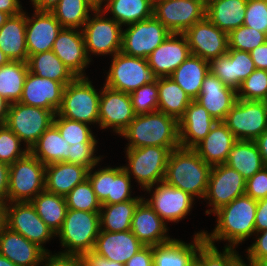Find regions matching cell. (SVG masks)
Listing matches in <instances>:
<instances>
[{
	"instance_id": "4dcf8cb0",
	"label": "cell",
	"mask_w": 267,
	"mask_h": 266,
	"mask_svg": "<svg viewBox=\"0 0 267 266\" xmlns=\"http://www.w3.org/2000/svg\"><path fill=\"white\" fill-rule=\"evenodd\" d=\"M88 171L85 166L67 162L45 165V190L65 197L87 179Z\"/></svg>"
},
{
	"instance_id": "9a60e30c",
	"label": "cell",
	"mask_w": 267,
	"mask_h": 266,
	"mask_svg": "<svg viewBox=\"0 0 267 266\" xmlns=\"http://www.w3.org/2000/svg\"><path fill=\"white\" fill-rule=\"evenodd\" d=\"M245 187V178L235 169L226 164L212 166L204 197L205 200L209 201L212 210H206L205 214L214 213L237 197L245 195Z\"/></svg>"
},
{
	"instance_id": "2a66077c",
	"label": "cell",
	"mask_w": 267,
	"mask_h": 266,
	"mask_svg": "<svg viewBox=\"0 0 267 266\" xmlns=\"http://www.w3.org/2000/svg\"><path fill=\"white\" fill-rule=\"evenodd\" d=\"M205 8L210 6L212 3L219 1V0H200Z\"/></svg>"
},
{
	"instance_id": "db71d44e",
	"label": "cell",
	"mask_w": 267,
	"mask_h": 266,
	"mask_svg": "<svg viewBox=\"0 0 267 266\" xmlns=\"http://www.w3.org/2000/svg\"><path fill=\"white\" fill-rule=\"evenodd\" d=\"M97 144H76L70 145L68 151V163L85 166L91 169L98 165L101 160L100 156H95Z\"/></svg>"
},
{
	"instance_id": "681fc988",
	"label": "cell",
	"mask_w": 267,
	"mask_h": 266,
	"mask_svg": "<svg viewBox=\"0 0 267 266\" xmlns=\"http://www.w3.org/2000/svg\"><path fill=\"white\" fill-rule=\"evenodd\" d=\"M229 49L250 52L267 41V35L242 25L228 34Z\"/></svg>"
},
{
	"instance_id": "d6986e66",
	"label": "cell",
	"mask_w": 267,
	"mask_h": 266,
	"mask_svg": "<svg viewBox=\"0 0 267 266\" xmlns=\"http://www.w3.org/2000/svg\"><path fill=\"white\" fill-rule=\"evenodd\" d=\"M150 199L145 201L165 221L179 222L191 211L195 200L183 190L164 181L157 183Z\"/></svg>"
},
{
	"instance_id": "d6a6232c",
	"label": "cell",
	"mask_w": 267,
	"mask_h": 266,
	"mask_svg": "<svg viewBox=\"0 0 267 266\" xmlns=\"http://www.w3.org/2000/svg\"><path fill=\"white\" fill-rule=\"evenodd\" d=\"M209 62L195 55L189 57L169 76L195 100L200 94L205 76L209 73Z\"/></svg>"
},
{
	"instance_id": "277c9868",
	"label": "cell",
	"mask_w": 267,
	"mask_h": 266,
	"mask_svg": "<svg viewBox=\"0 0 267 266\" xmlns=\"http://www.w3.org/2000/svg\"><path fill=\"white\" fill-rule=\"evenodd\" d=\"M100 230V212L67 209L63 225L56 233L65 248L59 253L82 256L93 251Z\"/></svg>"
},
{
	"instance_id": "2e32d148",
	"label": "cell",
	"mask_w": 267,
	"mask_h": 266,
	"mask_svg": "<svg viewBox=\"0 0 267 266\" xmlns=\"http://www.w3.org/2000/svg\"><path fill=\"white\" fill-rule=\"evenodd\" d=\"M192 55L208 62L228 52V34L220 30L207 17L184 32Z\"/></svg>"
},
{
	"instance_id": "3957f363",
	"label": "cell",
	"mask_w": 267,
	"mask_h": 266,
	"mask_svg": "<svg viewBox=\"0 0 267 266\" xmlns=\"http://www.w3.org/2000/svg\"><path fill=\"white\" fill-rule=\"evenodd\" d=\"M211 166L193 148L179 147L170 152L164 182L192 197L206 195Z\"/></svg>"
},
{
	"instance_id": "7a4b0ae2",
	"label": "cell",
	"mask_w": 267,
	"mask_h": 266,
	"mask_svg": "<svg viewBox=\"0 0 267 266\" xmlns=\"http://www.w3.org/2000/svg\"><path fill=\"white\" fill-rule=\"evenodd\" d=\"M121 136L129 140L126 149L159 146L172 151L180 147L178 120L160 111L135 115Z\"/></svg>"
},
{
	"instance_id": "e575fe53",
	"label": "cell",
	"mask_w": 267,
	"mask_h": 266,
	"mask_svg": "<svg viewBox=\"0 0 267 266\" xmlns=\"http://www.w3.org/2000/svg\"><path fill=\"white\" fill-rule=\"evenodd\" d=\"M248 0H219L206 8V17L229 34L243 25Z\"/></svg>"
},
{
	"instance_id": "ba28073f",
	"label": "cell",
	"mask_w": 267,
	"mask_h": 266,
	"mask_svg": "<svg viewBox=\"0 0 267 266\" xmlns=\"http://www.w3.org/2000/svg\"><path fill=\"white\" fill-rule=\"evenodd\" d=\"M51 110L15 102L10 104L5 125L30 149L53 124Z\"/></svg>"
},
{
	"instance_id": "ffe728a7",
	"label": "cell",
	"mask_w": 267,
	"mask_h": 266,
	"mask_svg": "<svg viewBox=\"0 0 267 266\" xmlns=\"http://www.w3.org/2000/svg\"><path fill=\"white\" fill-rule=\"evenodd\" d=\"M64 88L58 81L42 78L28 71L19 102L51 110L56 114L62 104Z\"/></svg>"
},
{
	"instance_id": "b9f144b4",
	"label": "cell",
	"mask_w": 267,
	"mask_h": 266,
	"mask_svg": "<svg viewBox=\"0 0 267 266\" xmlns=\"http://www.w3.org/2000/svg\"><path fill=\"white\" fill-rule=\"evenodd\" d=\"M29 69L27 62L12 61L0 67V95L8 102H19Z\"/></svg>"
},
{
	"instance_id": "f6af8a7d",
	"label": "cell",
	"mask_w": 267,
	"mask_h": 266,
	"mask_svg": "<svg viewBox=\"0 0 267 266\" xmlns=\"http://www.w3.org/2000/svg\"><path fill=\"white\" fill-rule=\"evenodd\" d=\"M242 260L234 247H224L219 252L215 245L206 241L199 247L196 255L197 266H236Z\"/></svg>"
},
{
	"instance_id": "7c38bea8",
	"label": "cell",
	"mask_w": 267,
	"mask_h": 266,
	"mask_svg": "<svg viewBox=\"0 0 267 266\" xmlns=\"http://www.w3.org/2000/svg\"><path fill=\"white\" fill-rule=\"evenodd\" d=\"M127 26L122 30L121 52L132 57L147 59L171 34L154 16Z\"/></svg>"
},
{
	"instance_id": "8d00e7d4",
	"label": "cell",
	"mask_w": 267,
	"mask_h": 266,
	"mask_svg": "<svg viewBox=\"0 0 267 266\" xmlns=\"http://www.w3.org/2000/svg\"><path fill=\"white\" fill-rule=\"evenodd\" d=\"M70 145L64 140L58 128L52 124L38 139L30 152L44 165L55 162L68 163Z\"/></svg>"
},
{
	"instance_id": "9c48e42d",
	"label": "cell",
	"mask_w": 267,
	"mask_h": 266,
	"mask_svg": "<svg viewBox=\"0 0 267 266\" xmlns=\"http://www.w3.org/2000/svg\"><path fill=\"white\" fill-rule=\"evenodd\" d=\"M93 13L94 16L91 18L90 15L81 29L87 56L90 61V53L93 55L112 54L113 57L121 52L123 28L114 19L105 18L106 16L103 15L104 12L101 9H95Z\"/></svg>"
},
{
	"instance_id": "03108f58",
	"label": "cell",
	"mask_w": 267,
	"mask_h": 266,
	"mask_svg": "<svg viewBox=\"0 0 267 266\" xmlns=\"http://www.w3.org/2000/svg\"><path fill=\"white\" fill-rule=\"evenodd\" d=\"M0 11L14 16L20 14L24 10H22V5L19 0H0Z\"/></svg>"
},
{
	"instance_id": "44dd1931",
	"label": "cell",
	"mask_w": 267,
	"mask_h": 266,
	"mask_svg": "<svg viewBox=\"0 0 267 266\" xmlns=\"http://www.w3.org/2000/svg\"><path fill=\"white\" fill-rule=\"evenodd\" d=\"M255 69L250 52L235 49H228L226 54L209 62L210 72L236 91Z\"/></svg>"
},
{
	"instance_id": "94428289",
	"label": "cell",
	"mask_w": 267,
	"mask_h": 266,
	"mask_svg": "<svg viewBox=\"0 0 267 266\" xmlns=\"http://www.w3.org/2000/svg\"><path fill=\"white\" fill-rule=\"evenodd\" d=\"M267 229V197L257 201V209L255 215V231H263Z\"/></svg>"
},
{
	"instance_id": "b9fcfbb0",
	"label": "cell",
	"mask_w": 267,
	"mask_h": 266,
	"mask_svg": "<svg viewBox=\"0 0 267 266\" xmlns=\"http://www.w3.org/2000/svg\"><path fill=\"white\" fill-rule=\"evenodd\" d=\"M255 266H267V258L259 260Z\"/></svg>"
},
{
	"instance_id": "bcb514c9",
	"label": "cell",
	"mask_w": 267,
	"mask_h": 266,
	"mask_svg": "<svg viewBox=\"0 0 267 266\" xmlns=\"http://www.w3.org/2000/svg\"><path fill=\"white\" fill-rule=\"evenodd\" d=\"M68 209L100 212L102 207L88 179L76 185L66 196Z\"/></svg>"
},
{
	"instance_id": "8992f818",
	"label": "cell",
	"mask_w": 267,
	"mask_h": 266,
	"mask_svg": "<svg viewBox=\"0 0 267 266\" xmlns=\"http://www.w3.org/2000/svg\"><path fill=\"white\" fill-rule=\"evenodd\" d=\"M43 190L45 165L30 151L9 165L7 203L30 202Z\"/></svg>"
},
{
	"instance_id": "5bb4252c",
	"label": "cell",
	"mask_w": 267,
	"mask_h": 266,
	"mask_svg": "<svg viewBox=\"0 0 267 266\" xmlns=\"http://www.w3.org/2000/svg\"><path fill=\"white\" fill-rule=\"evenodd\" d=\"M6 227L24 236L28 241L42 248L56 234L38 216L31 202H11L6 205Z\"/></svg>"
},
{
	"instance_id": "836d02e7",
	"label": "cell",
	"mask_w": 267,
	"mask_h": 266,
	"mask_svg": "<svg viewBox=\"0 0 267 266\" xmlns=\"http://www.w3.org/2000/svg\"><path fill=\"white\" fill-rule=\"evenodd\" d=\"M225 164L235 169L245 180L265 167L258 146L253 140H237Z\"/></svg>"
},
{
	"instance_id": "7402d4cb",
	"label": "cell",
	"mask_w": 267,
	"mask_h": 266,
	"mask_svg": "<svg viewBox=\"0 0 267 266\" xmlns=\"http://www.w3.org/2000/svg\"><path fill=\"white\" fill-rule=\"evenodd\" d=\"M63 29L52 12L36 11L26 15V47L28 56L52 50L54 41Z\"/></svg>"
},
{
	"instance_id": "816d5d0a",
	"label": "cell",
	"mask_w": 267,
	"mask_h": 266,
	"mask_svg": "<svg viewBox=\"0 0 267 266\" xmlns=\"http://www.w3.org/2000/svg\"><path fill=\"white\" fill-rule=\"evenodd\" d=\"M20 147L21 140L5 124L0 125V162L11 165L24 157L29 150Z\"/></svg>"
},
{
	"instance_id": "1f68e13d",
	"label": "cell",
	"mask_w": 267,
	"mask_h": 266,
	"mask_svg": "<svg viewBox=\"0 0 267 266\" xmlns=\"http://www.w3.org/2000/svg\"><path fill=\"white\" fill-rule=\"evenodd\" d=\"M26 12L10 16L0 28V49L12 61H28Z\"/></svg>"
},
{
	"instance_id": "e7e4bbea",
	"label": "cell",
	"mask_w": 267,
	"mask_h": 266,
	"mask_svg": "<svg viewBox=\"0 0 267 266\" xmlns=\"http://www.w3.org/2000/svg\"><path fill=\"white\" fill-rule=\"evenodd\" d=\"M9 165L0 162V202L7 203Z\"/></svg>"
},
{
	"instance_id": "6f0895ef",
	"label": "cell",
	"mask_w": 267,
	"mask_h": 266,
	"mask_svg": "<svg viewBox=\"0 0 267 266\" xmlns=\"http://www.w3.org/2000/svg\"><path fill=\"white\" fill-rule=\"evenodd\" d=\"M257 234L256 241L247 248L248 263L256 264L259 260L267 258V229ZM260 234V235H259Z\"/></svg>"
},
{
	"instance_id": "4fadbf2b",
	"label": "cell",
	"mask_w": 267,
	"mask_h": 266,
	"mask_svg": "<svg viewBox=\"0 0 267 266\" xmlns=\"http://www.w3.org/2000/svg\"><path fill=\"white\" fill-rule=\"evenodd\" d=\"M153 16L171 33H184L206 17L200 0H153Z\"/></svg>"
},
{
	"instance_id": "ac0fdd59",
	"label": "cell",
	"mask_w": 267,
	"mask_h": 266,
	"mask_svg": "<svg viewBox=\"0 0 267 266\" xmlns=\"http://www.w3.org/2000/svg\"><path fill=\"white\" fill-rule=\"evenodd\" d=\"M180 37V38H179ZM191 54L184 33H171L147 58L156 78L169 77Z\"/></svg>"
},
{
	"instance_id": "91938a15",
	"label": "cell",
	"mask_w": 267,
	"mask_h": 266,
	"mask_svg": "<svg viewBox=\"0 0 267 266\" xmlns=\"http://www.w3.org/2000/svg\"><path fill=\"white\" fill-rule=\"evenodd\" d=\"M125 266H153V246L142 247L125 263Z\"/></svg>"
},
{
	"instance_id": "c3c4849f",
	"label": "cell",
	"mask_w": 267,
	"mask_h": 266,
	"mask_svg": "<svg viewBox=\"0 0 267 266\" xmlns=\"http://www.w3.org/2000/svg\"><path fill=\"white\" fill-rule=\"evenodd\" d=\"M131 187V177L123 167H111L110 193L102 204H115L128 200H142L144 197H131Z\"/></svg>"
},
{
	"instance_id": "09005b40",
	"label": "cell",
	"mask_w": 267,
	"mask_h": 266,
	"mask_svg": "<svg viewBox=\"0 0 267 266\" xmlns=\"http://www.w3.org/2000/svg\"><path fill=\"white\" fill-rule=\"evenodd\" d=\"M236 266H255V265L252 264V263L246 264V263L244 262V259H243V260H241Z\"/></svg>"
},
{
	"instance_id": "2644e50d",
	"label": "cell",
	"mask_w": 267,
	"mask_h": 266,
	"mask_svg": "<svg viewBox=\"0 0 267 266\" xmlns=\"http://www.w3.org/2000/svg\"><path fill=\"white\" fill-rule=\"evenodd\" d=\"M6 205L5 202H0V233L6 227Z\"/></svg>"
},
{
	"instance_id": "e0dca14e",
	"label": "cell",
	"mask_w": 267,
	"mask_h": 266,
	"mask_svg": "<svg viewBox=\"0 0 267 266\" xmlns=\"http://www.w3.org/2000/svg\"><path fill=\"white\" fill-rule=\"evenodd\" d=\"M99 100V126L111 128L119 135L135 118L129 93L116 91L103 86Z\"/></svg>"
},
{
	"instance_id": "30bf717a",
	"label": "cell",
	"mask_w": 267,
	"mask_h": 266,
	"mask_svg": "<svg viewBox=\"0 0 267 266\" xmlns=\"http://www.w3.org/2000/svg\"><path fill=\"white\" fill-rule=\"evenodd\" d=\"M106 77V87L129 94L156 79L147 59L128 56L122 52L112 57Z\"/></svg>"
},
{
	"instance_id": "ee69618b",
	"label": "cell",
	"mask_w": 267,
	"mask_h": 266,
	"mask_svg": "<svg viewBox=\"0 0 267 266\" xmlns=\"http://www.w3.org/2000/svg\"><path fill=\"white\" fill-rule=\"evenodd\" d=\"M53 124L69 145L97 144L98 142L86 123L64 118L56 113Z\"/></svg>"
},
{
	"instance_id": "74e56055",
	"label": "cell",
	"mask_w": 267,
	"mask_h": 266,
	"mask_svg": "<svg viewBox=\"0 0 267 266\" xmlns=\"http://www.w3.org/2000/svg\"><path fill=\"white\" fill-rule=\"evenodd\" d=\"M29 72L42 78L58 81L66 86L76 76L52 50L31 55L27 61Z\"/></svg>"
},
{
	"instance_id": "83f0119b",
	"label": "cell",
	"mask_w": 267,
	"mask_h": 266,
	"mask_svg": "<svg viewBox=\"0 0 267 266\" xmlns=\"http://www.w3.org/2000/svg\"><path fill=\"white\" fill-rule=\"evenodd\" d=\"M204 232L196 233L191 244L172 239L153 246V266H195L197 251L205 242Z\"/></svg>"
},
{
	"instance_id": "f907efd6",
	"label": "cell",
	"mask_w": 267,
	"mask_h": 266,
	"mask_svg": "<svg viewBox=\"0 0 267 266\" xmlns=\"http://www.w3.org/2000/svg\"><path fill=\"white\" fill-rule=\"evenodd\" d=\"M136 115L147 114L158 109V78L130 93Z\"/></svg>"
},
{
	"instance_id": "5b68a950",
	"label": "cell",
	"mask_w": 267,
	"mask_h": 266,
	"mask_svg": "<svg viewBox=\"0 0 267 266\" xmlns=\"http://www.w3.org/2000/svg\"><path fill=\"white\" fill-rule=\"evenodd\" d=\"M99 93L88 77H76L65 86L57 113L61 117L89 125L99 124Z\"/></svg>"
},
{
	"instance_id": "cb8c5ba5",
	"label": "cell",
	"mask_w": 267,
	"mask_h": 266,
	"mask_svg": "<svg viewBox=\"0 0 267 266\" xmlns=\"http://www.w3.org/2000/svg\"><path fill=\"white\" fill-rule=\"evenodd\" d=\"M237 99V91L226 86L209 71L195 101L202 105L216 121H224Z\"/></svg>"
},
{
	"instance_id": "7dc6e473",
	"label": "cell",
	"mask_w": 267,
	"mask_h": 266,
	"mask_svg": "<svg viewBox=\"0 0 267 266\" xmlns=\"http://www.w3.org/2000/svg\"><path fill=\"white\" fill-rule=\"evenodd\" d=\"M237 98L267 102V70L255 69L237 90Z\"/></svg>"
},
{
	"instance_id": "d590c367",
	"label": "cell",
	"mask_w": 267,
	"mask_h": 266,
	"mask_svg": "<svg viewBox=\"0 0 267 266\" xmlns=\"http://www.w3.org/2000/svg\"><path fill=\"white\" fill-rule=\"evenodd\" d=\"M104 15L110 12L112 19L121 26L144 21L153 16V0H104ZM107 2V3H106ZM107 12V13H106Z\"/></svg>"
},
{
	"instance_id": "11e5206c",
	"label": "cell",
	"mask_w": 267,
	"mask_h": 266,
	"mask_svg": "<svg viewBox=\"0 0 267 266\" xmlns=\"http://www.w3.org/2000/svg\"><path fill=\"white\" fill-rule=\"evenodd\" d=\"M9 61L10 59L0 49V67L7 64Z\"/></svg>"
},
{
	"instance_id": "7bdbcfd3",
	"label": "cell",
	"mask_w": 267,
	"mask_h": 266,
	"mask_svg": "<svg viewBox=\"0 0 267 266\" xmlns=\"http://www.w3.org/2000/svg\"><path fill=\"white\" fill-rule=\"evenodd\" d=\"M94 10L87 0H60L51 12L63 28L82 29Z\"/></svg>"
},
{
	"instance_id": "9f6ffc18",
	"label": "cell",
	"mask_w": 267,
	"mask_h": 266,
	"mask_svg": "<svg viewBox=\"0 0 267 266\" xmlns=\"http://www.w3.org/2000/svg\"><path fill=\"white\" fill-rule=\"evenodd\" d=\"M245 195L257 201L267 197V167L246 180Z\"/></svg>"
},
{
	"instance_id": "003e7915",
	"label": "cell",
	"mask_w": 267,
	"mask_h": 266,
	"mask_svg": "<svg viewBox=\"0 0 267 266\" xmlns=\"http://www.w3.org/2000/svg\"><path fill=\"white\" fill-rule=\"evenodd\" d=\"M60 0H31L34 10L51 12Z\"/></svg>"
},
{
	"instance_id": "60d3db41",
	"label": "cell",
	"mask_w": 267,
	"mask_h": 266,
	"mask_svg": "<svg viewBox=\"0 0 267 266\" xmlns=\"http://www.w3.org/2000/svg\"><path fill=\"white\" fill-rule=\"evenodd\" d=\"M141 200H128L115 204H102L100 209L101 230L123 232L131 229L134 211Z\"/></svg>"
},
{
	"instance_id": "ab89813d",
	"label": "cell",
	"mask_w": 267,
	"mask_h": 266,
	"mask_svg": "<svg viewBox=\"0 0 267 266\" xmlns=\"http://www.w3.org/2000/svg\"><path fill=\"white\" fill-rule=\"evenodd\" d=\"M30 202L38 216L56 234L63 225L68 209L65 197L43 190Z\"/></svg>"
},
{
	"instance_id": "680465c9",
	"label": "cell",
	"mask_w": 267,
	"mask_h": 266,
	"mask_svg": "<svg viewBox=\"0 0 267 266\" xmlns=\"http://www.w3.org/2000/svg\"><path fill=\"white\" fill-rule=\"evenodd\" d=\"M45 262V265L44 263ZM43 266H84L81 255L55 253L50 254V251L44 255L42 260Z\"/></svg>"
},
{
	"instance_id": "4316f807",
	"label": "cell",
	"mask_w": 267,
	"mask_h": 266,
	"mask_svg": "<svg viewBox=\"0 0 267 266\" xmlns=\"http://www.w3.org/2000/svg\"><path fill=\"white\" fill-rule=\"evenodd\" d=\"M216 122L202 105L192 100L178 120L180 147L194 148L209 134Z\"/></svg>"
},
{
	"instance_id": "6125c7cd",
	"label": "cell",
	"mask_w": 267,
	"mask_h": 266,
	"mask_svg": "<svg viewBox=\"0 0 267 266\" xmlns=\"http://www.w3.org/2000/svg\"><path fill=\"white\" fill-rule=\"evenodd\" d=\"M82 259L84 266H125L118 262L109 261L93 251L83 254Z\"/></svg>"
},
{
	"instance_id": "89a4df30",
	"label": "cell",
	"mask_w": 267,
	"mask_h": 266,
	"mask_svg": "<svg viewBox=\"0 0 267 266\" xmlns=\"http://www.w3.org/2000/svg\"><path fill=\"white\" fill-rule=\"evenodd\" d=\"M10 102L0 95V125H4L9 112Z\"/></svg>"
},
{
	"instance_id": "f546056e",
	"label": "cell",
	"mask_w": 267,
	"mask_h": 266,
	"mask_svg": "<svg viewBox=\"0 0 267 266\" xmlns=\"http://www.w3.org/2000/svg\"><path fill=\"white\" fill-rule=\"evenodd\" d=\"M236 141V137L227 125L223 121H217L209 134L193 149L212 167L225 164Z\"/></svg>"
},
{
	"instance_id": "34e18365",
	"label": "cell",
	"mask_w": 267,
	"mask_h": 266,
	"mask_svg": "<svg viewBox=\"0 0 267 266\" xmlns=\"http://www.w3.org/2000/svg\"><path fill=\"white\" fill-rule=\"evenodd\" d=\"M10 17L6 12L0 11V28L5 24L6 20Z\"/></svg>"
},
{
	"instance_id": "be15d7a7",
	"label": "cell",
	"mask_w": 267,
	"mask_h": 266,
	"mask_svg": "<svg viewBox=\"0 0 267 266\" xmlns=\"http://www.w3.org/2000/svg\"><path fill=\"white\" fill-rule=\"evenodd\" d=\"M256 69L267 70V41L250 51Z\"/></svg>"
},
{
	"instance_id": "753ad0ef",
	"label": "cell",
	"mask_w": 267,
	"mask_h": 266,
	"mask_svg": "<svg viewBox=\"0 0 267 266\" xmlns=\"http://www.w3.org/2000/svg\"><path fill=\"white\" fill-rule=\"evenodd\" d=\"M95 9H101L104 0H87Z\"/></svg>"
},
{
	"instance_id": "603a6c76",
	"label": "cell",
	"mask_w": 267,
	"mask_h": 266,
	"mask_svg": "<svg viewBox=\"0 0 267 266\" xmlns=\"http://www.w3.org/2000/svg\"><path fill=\"white\" fill-rule=\"evenodd\" d=\"M81 29L63 28L54 41L52 51L76 77H85V69L91 62L87 56Z\"/></svg>"
},
{
	"instance_id": "8c879c8a",
	"label": "cell",
	"mask_w": 267,
	"mask_h": 266,
	"mask_svg": "<svg viewBox=\"0 0 267 266\" xmlns=\"http://www.w3.org/2000/svg\"><path fill=\"white\" fill-rule=\"evenodd\" d=\"M0 266H16L9 259L0 255Z\"/></svg>"
},
{
	"instance_id": "a7ac6f4b",
	"label": "cell",
	"mask_w": 267,
	"mask_h": 266,
	"mask_svg": "<svg viewBox=\"0 0 267 266\" xmlns=\"http://www.w3.org/2000/svg\"><path fill=\"white\" fill-rule=\"evenodd\" d=\"M262 156L265 167H267V129L255 140Z\"/></svg>"
},
{
	"instance_id": "8fae6325",
	"label": "cell",
	"mask_w": 267,
	"mask_h": 266,
	"mask_svg": "<svg viewBox=\"0 0 267 266\" xmlns=\"http://www.w3.org/2000/svg\"><path fill=\"white\" fill-rule=\"evenodd\" d=\"M223 122L237 140L255 141L267 129V102L237 99Z\"/></svg>"
},
{
	"instance_id": "d4e9b609",
	"label": "cell",
	"mask_w": 267,
	"mask_h": 266,
	"mask_svg": "<svg viewBox=\"0 0 267 266\" xmlns=\"http://www.w3.org/2000/svg\"><path fill=\"white\" fill-rule=\"evenodd\" d=\"M166 223L143 198L134 211L130 230L145 246H155L173 239L167 235Z\"/></svg>"
},
{
	"instance_id": "6da1fadb",
	"label": "cell",
	"mask_w": 267,
	"mask_h": 266,
	"mask_svg": "<svg viewBox=\"0 0 267 266\" xmlns=\"http://www.w3.org/2000/svg\"><path fill=\"white\" fill-rule=\"evenodd\" d=\"M256 209L257 200L247 195L220 207L214 212L217 216L215 229L212 233L204 232L205 241L215 245L214 241L224 240L229 242L226 247L236 248L237 244L255 234Z\"/></svg>"
},
{
	"instance_id": "f1b7e54d",
	"label": "cell",
	"mask_w": 267,
	"mask_h": 266,
	"mask_svg": "<svg viewBox=\"0 0 267 266\" xmlns=\"http://www.w3.org/2000/svg\"><path fill=\"white\" fill-rule=\"evenodd\" d=\"M45 254L42 248L8 227L0 233V255L16 266H39Z\"/></svg>"
},
{
	"instance_id": "52a82bcc",
	"label": "cell",
	"mask_w": 267,
	"mask_h": 266,
	"mask_svg": "<svg viewBox=\"0 0 267 266\" xmlns=\"http://www.w3.org/2000/svg\"><path fill=\"white\" fill-rule=\"evenodd\" d=\"M170 152L159 146L126 149L128 166L122 167L130 177L133 175L144 191L150 193L155 184L164 181Z\"/></svg>"
},
{
	"instance_id": "11a10c76",
	"label": "cell",
	"mask_w": 267,
	"mask_h": 266,
	"mask_svg": "<svg viewBox=\"0 0 267 266\" xmlns=\"http://www.w3.org/2000/svg\"><path fill=\"white\" fill-rule=\"evenodd\" d=\"M95 167L89 169L87 179L92 185L93 191L101 204L108 198L111 187V167L101 168L92 172Z\"/></svg>"
},
{
	"instance_id": "484cf974",
	"label": "cell",
	"mask_w": 267,
	"mask_h": 266,
	"mask_svg": "<svg viewBox=\"0 0 267 266\" xmlns=\"http://www.w3.org/2000/svg\"><path fill=\"white\" fill-rule=\"evenodd\" d=\"M144 246L131 230L123 232L100 230L93 252L109 261L125 265Z\"/></svg>"
},
{
	"instance_id": "f5cc1de1",
	"label": "cell",
	"mask_w": 267,
	"mask_h": 266,
	"mask_svg": "<svg viewBox=\"0 0 267 266\" xmlns=\"http://www.w3.org/2000/svg\"><path fill=\"white\" fill-rule=\"evenodd\" d=\"M243 25L267 35V1L248 0Z\"/></svg>"
},
{
	"instance_id": "f35d334b",
	"label": "cell",
	"mask_w": 267,
	"mask_h": 266,
	"mask_svg": "<svg viewBox=\"0 0 267 266\" xmlns=\"http://www.w3.org/2000/svg\"><path fill=\"white\" fill-rule=\"evenodd\" d=\"M186 92L170 77L158 78V109L179 120L191 103Z\"/></svg>"
}]
</instances>
